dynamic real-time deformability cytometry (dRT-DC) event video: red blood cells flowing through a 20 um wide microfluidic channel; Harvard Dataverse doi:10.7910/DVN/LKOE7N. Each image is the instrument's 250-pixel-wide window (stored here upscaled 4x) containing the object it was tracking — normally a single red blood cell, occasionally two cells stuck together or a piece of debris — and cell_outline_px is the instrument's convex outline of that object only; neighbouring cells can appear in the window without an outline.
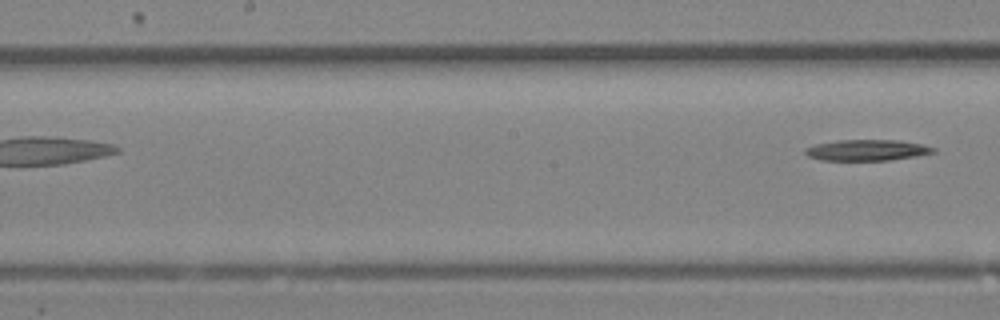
{"species": "Egyptian fruit bat (a non-hibernating species)", "species_latin": "Rousettus aegyptiacus", "temperature_condition": "room temperature", "stored_images_in_passage": 14, "segment_of_instrument_passage": [2, 2], "camera_frame_rate_fps": 3000, "um_per_image_px": 0.085, "animal": {"sex": "female"}, "frame": {"image": 1, "passage_image": 14, "time_ms": 4.333, "image_size_px": [1000, 320], "cell_outline_px": [[936, 152], [916, 156], [888, 160], [820, 160], [808, 156], [804, 152], [804, 148], [816, 144], [840, 140], [900, 140], [924, 144], [936, 148]], "centroid_in_image_um": [73.72, 12.76], "position_along_channel_um": 174.5, "area_um2": 15.72}}